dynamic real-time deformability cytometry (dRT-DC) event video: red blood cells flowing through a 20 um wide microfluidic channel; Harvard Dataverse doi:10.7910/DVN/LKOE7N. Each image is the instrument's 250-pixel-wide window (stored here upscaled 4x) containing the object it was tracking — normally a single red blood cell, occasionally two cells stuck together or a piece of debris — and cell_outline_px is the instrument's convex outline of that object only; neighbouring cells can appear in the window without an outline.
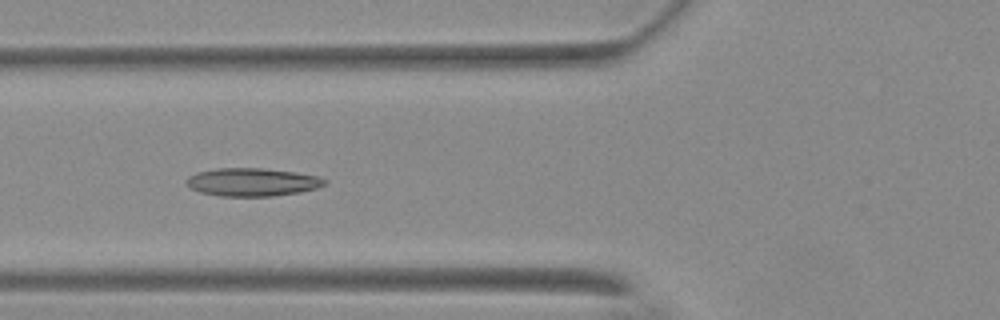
{"species": "Egyptian fruit bat (a non-hibernating species)", "species_latin": "Rousettus aegyptiacus", "temperature_condition": "warm", "stored_images_in_passage": 55, "camera_frame_rate_fps": 3000, "um_per_image_px": 0.085, "animal": {"sex": "female"}, "frame": {"image": 1, "passage_image": 21, "time_ms": 6.667, "image_size_px": [1000, 320], "cell_outline_px": [[328, 184], [316, 188], [300, 192], [272, 196], [220, 196], [200, 192], [184, 184], [188, 176], [196, 172], [216, 168], [260, 168], [296, 172], [316, 176], [328, 180]], "centroid_in_image_um": [21.43, 15.47], "position_along_channel_um": 104.4, "area_um2": 22.72}}
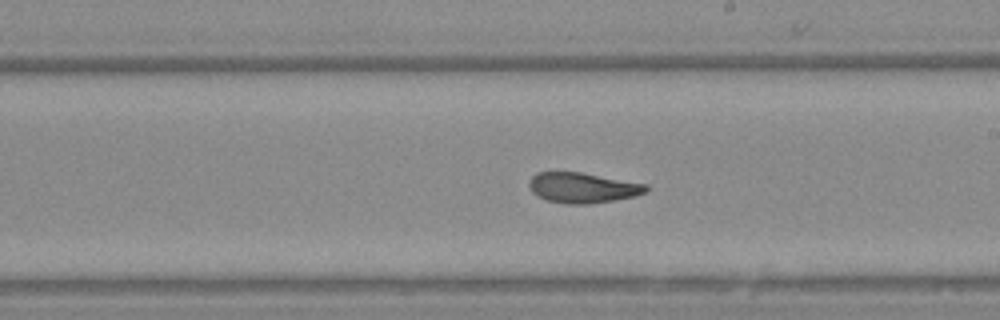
{"frame": {"image": 2, "passage_image": 32, "time_ms": 10.333, "image_size_px": [1000, 320], "cell_outline_px": [[648, 192], [636, 196], [588, 204], [568, 204], [548, 200], [536, 196], [532, 192], [528, 184], [532, 176], [536, 172], [580, 172], [648, 184]], "centroid_in_image_um": [49.53, 15.95], "position_along_channel_um": 239.5, "area_um2": 20.69}}
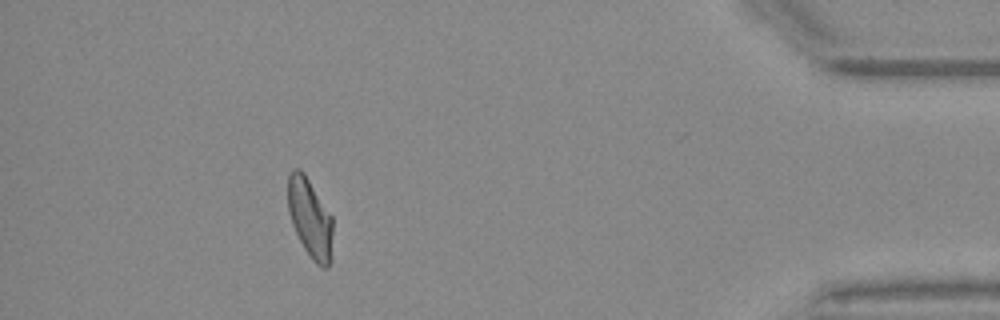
{"frame": {"image": 3, "passage_image": 50, "time_ms": 16.333, "image_size_px": [1000, 320], "cell_outline_px": [[332, 260], [328, 268], [320, 268], [312, 260], [304, 248], [292, 224], [288, 212], [288, 176], [292, 168], [300, 168], [304, 172], [332, 216]], "centroid_in_image_um": [26.36, 18.56], "position_along_channel_um": 408.8, "area_um2": 20.98}, "authors_computed_cell_mechanics": {"area_um2": 21.4438, "velocity_mm_per_s": 3.6985, "shape_relaxation_time_tau1_ms": null, "shape_relaxation_time_tau2_ms": 2.1101, "deformation_change_tau1": null, "deformation_change_tau2": 0.0965}}